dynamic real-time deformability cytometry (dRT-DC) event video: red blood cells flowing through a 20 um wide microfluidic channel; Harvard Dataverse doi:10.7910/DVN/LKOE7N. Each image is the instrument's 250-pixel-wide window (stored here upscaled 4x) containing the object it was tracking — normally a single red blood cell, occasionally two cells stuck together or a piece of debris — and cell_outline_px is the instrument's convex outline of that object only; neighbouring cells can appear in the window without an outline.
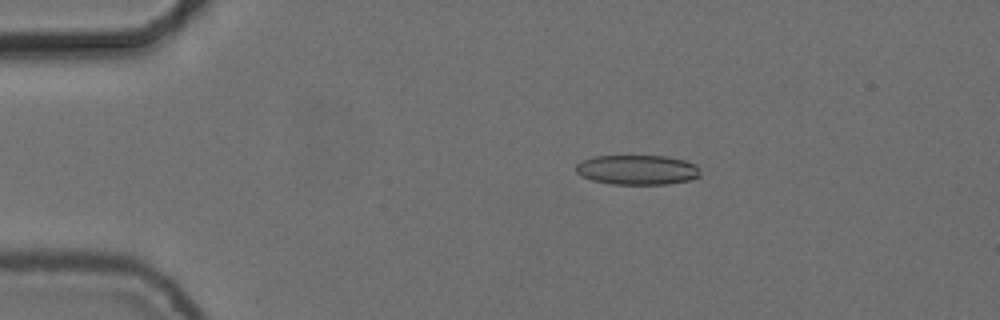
{"species": "common noctule bat (a hibernating species)", "species_latin": "Nyctalus noctula", "temperature_condition": "cold", "stored_images_in_passage": 50, "camera_frame_rate_fps": 3000, "um_per_image_px": 0.085, "animal": {"sex": "female", "body_mass_g": 24.6, "forearm_length_mm": 56.2}, "frame": {"image": 1, "passage_image": 6, "time_ms": 1.667, "image_size_px": [1000, 320], "cell_outline_px": [[700, 176], [688, 180], [668, 184], [612, 184], [592, 180], [580, 176], [576, 172], [576, 164], [580, 160], [596, 156], [668, 156], [684, 160], [696, 164], [700, 168]], "centroid_in_image_um": [54.16, 14.43], "position_along_channel_um": 30.8, "area_um2": 21.73}}
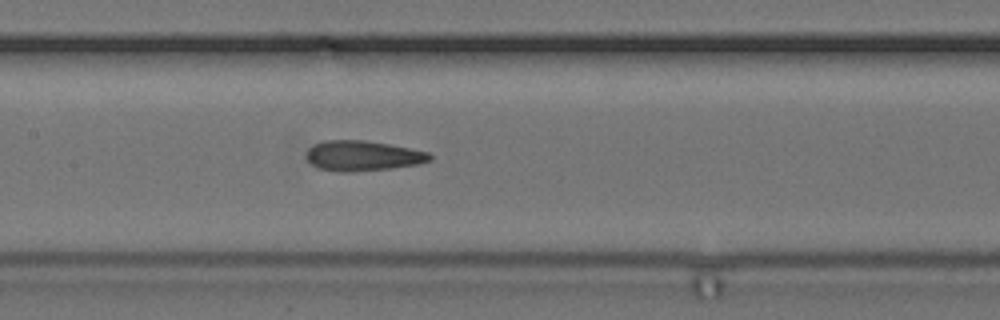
{"frame": {"image": 2, "passage_image": 22, "time_ms": 7.0, "image_size_px": [1000, 320], "cell_outline_px": [[432, 160], [416, 164], [392, 168], [348, 172], [340, 172], [320, 168], [312, 164], [304, 156], [308, 148], [312, 144], [324, 140], [364, 140], [388, 144], [428, 152], [432, 156]], "centroid_in_image_um": [30.78, 13.23], "position_along_channel_um": 176.6, "area_um2": 21.68}}
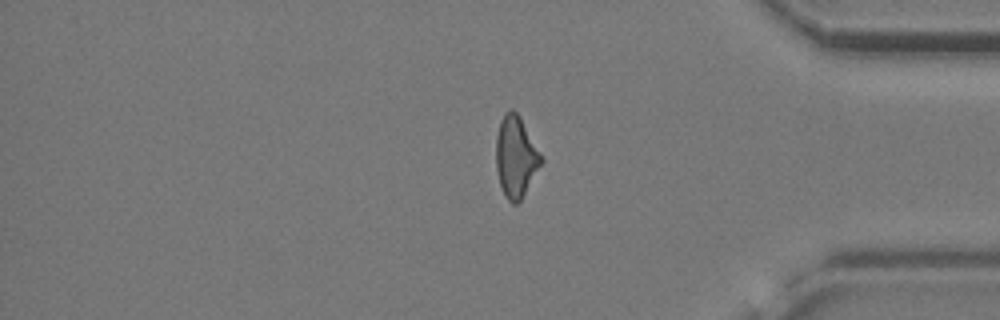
{"frame": {"image": 3, "passage_image": 41, "time_ms": 13.333, "image_size_px": [1000, 320], "cell_outline_px": [[544, 160], [520, 200], [516, 204], [512, 204], [508, 200], [500, 184], [496, 168], [496, 136], [500, 120], [504, 112], [512, 108], [520, 116], [540, 152]], "centroid_in_image_um": [43.84, 13.28], "position_along_channel_um": 391.4, "area_um2": 21.21}, "authors_computed_cell_mechanics": {"area_um2": 21.5016, "velocity_mm_per_s": 3.7513, "shape_relaxation_time_tau1_ms": null, "shape_relaxation_time_tau2_ms": 2.6413, "deformation_change_tau1": null, "deformation_change_tau2": 0.1275}}